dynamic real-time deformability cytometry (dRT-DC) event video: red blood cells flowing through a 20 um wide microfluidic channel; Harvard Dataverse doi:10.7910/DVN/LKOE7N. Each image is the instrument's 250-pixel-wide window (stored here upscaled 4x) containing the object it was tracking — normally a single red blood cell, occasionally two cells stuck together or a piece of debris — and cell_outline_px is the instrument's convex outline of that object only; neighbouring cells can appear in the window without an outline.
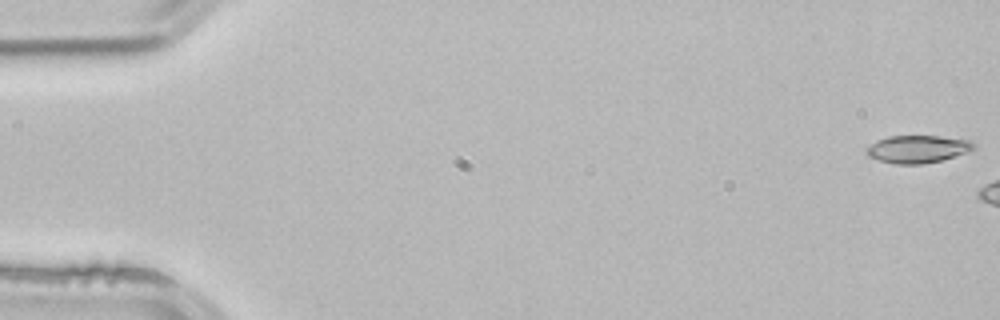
{"species": "common noctule bat (a hibernating species)", "species_latin": "Nyctalus noctula", "temperature_condition": "room temperature", "stored_images_in_passage": 6, "camera_frame_rate_fps": 3000, "um_per_image_px": 0.085, "animal": {"sex": "male", "body_mass_g": 21.5, "forearm_length_mm": 52.0}, "frame": {"image": 1, "passage_image": 1, "time_ms": 0.0, "image_size_px": [1000, 320], "cell_outline_px": [[976, 148], [940, 160], [924, 164], [896, 164], [880, 160], [868, 156], [864, 152], [864, 148], [876, 140], [888, 136], [940, 136], [972, 140], [976, 144]], "centroid_in_image_um": [77.95, 12.66], "position_along_channel_um": 7.0, "area_um2": 17.28}}